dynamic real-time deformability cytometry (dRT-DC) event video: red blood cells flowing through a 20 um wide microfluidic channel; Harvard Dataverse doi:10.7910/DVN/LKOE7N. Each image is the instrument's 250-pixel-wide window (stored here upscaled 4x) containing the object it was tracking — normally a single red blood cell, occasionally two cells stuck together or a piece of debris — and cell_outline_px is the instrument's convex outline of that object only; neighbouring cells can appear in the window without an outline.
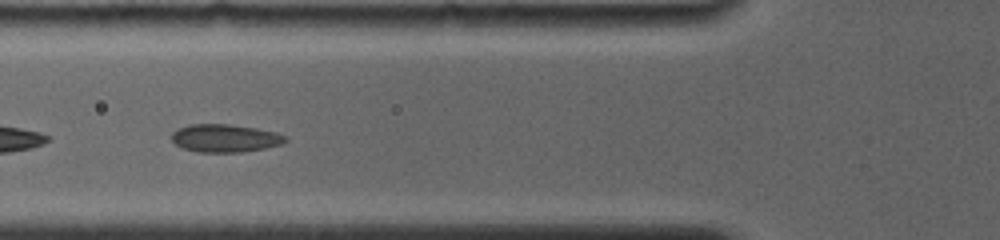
{"species": "common noctule bat (a hibernating species)", "species_latin": "Nyctalus noctula", "temperature_condition": "room temperature", "stored_images_in_passage": 16, "camera_frame_rate_fps": 4000, "um_per_image_px": 0.085, "animal": {"sex": "female", "body_mass_g": 19.0, "forearm_length_mm": 56.7}, "frame": {"image": 1, "passage_image": 15, "time_ms": 1.75, "image_size_px": [1000, 240], "cell_outline_px": [[288, 140], [280, 144], [264, 148], [240, 152], [200, 152], [184, 148], [176, 144], [172, 140], [172, 132], [176, 128], [188, 124], [232, 124], [256, 128], [276, 132], [284, 136]], "centroid_in_image_um": [19.09, 11.73], "position_along_channel_um": 106.7, "area_um2": 18.44}}